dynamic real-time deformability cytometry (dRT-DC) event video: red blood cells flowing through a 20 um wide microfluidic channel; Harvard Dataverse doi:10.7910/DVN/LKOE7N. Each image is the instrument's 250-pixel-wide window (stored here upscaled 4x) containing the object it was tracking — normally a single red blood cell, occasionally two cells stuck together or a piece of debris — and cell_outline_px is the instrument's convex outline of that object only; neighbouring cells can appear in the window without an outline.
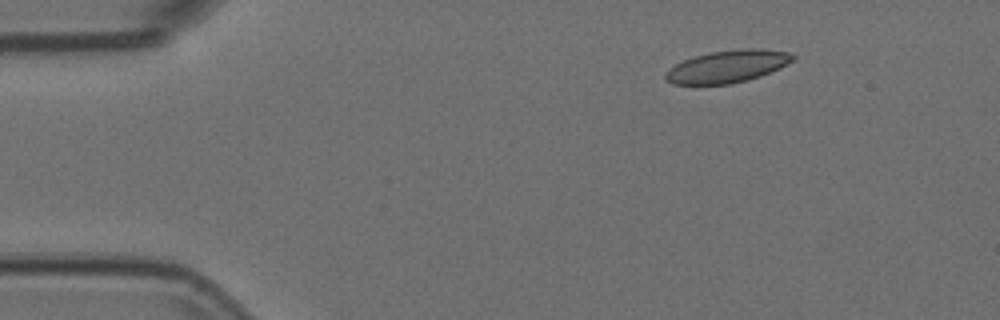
{"species": "Egyptian fruit bat (a non-hibernating species)", "species_latin": "Rousettus aegyptiacus", "temperature_condition": "room temperature", "stored_images_in_passage": 14, "camera_frame_rate_fps": 3000, "um_per_image_px": 0.085, "animal": {"sex": "female"}, "frame": {"image": 1, "passage_image": 2, "time_ms": 0.333, "image_size_px": [1000, 320], "cell_outline_px": [[796, 56], [792, 60], [780, 68], [760, 76], [748, 80], [732, 84], [672, 84], [664, 80], [664, 76], [668, 68], [684, 60], [696, 56], [712, 52], [744, 48], [760, 48], [792, 52]], "centroid_in_image_um": [61.85, 5.65], "position_along_channel_um": 23.2, "area_um2": 24.04}}
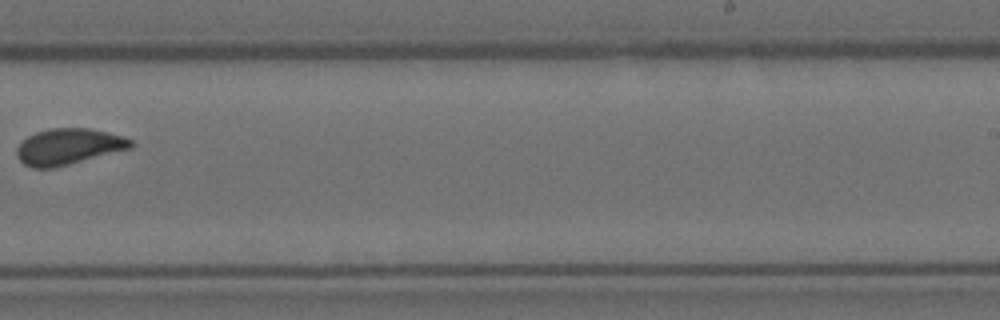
{"frame": {"image": 2, "passage_image": 9, "time_ms": 2.667, "image_size_px": [1000, 320], "cell_outline_px": [[132, 148], [56, 168], [32, 168], [24, 164], [16, 156], [16, 148], [28, 136], [36, 132], [52, 128], [88, 128], [108, 132], [124, 136], [132, 140]], "centroid_in_image_um": [5.83, 12.47], "position_along_channel_um": 283.2, "area_um2": 24.1}}
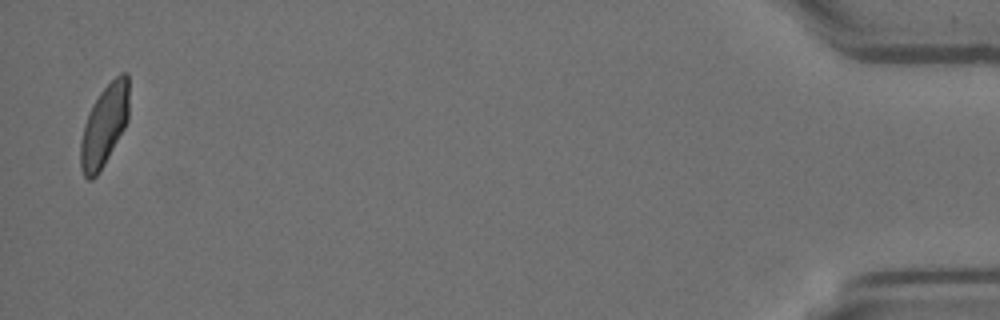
{"frame": {"image": 3, "passage_image": 14, "time_ms": 4.333, "image_size_px": [1000, 320], "cell_outline_px": [[128, 120], [124, 128], [104, 164], [96, 176], [92, 180], [88, 180], [84, 176], [80, 168], [80, 140], [84, 124], [92, 104], [100, 92], [120, 72], [128, 72]], "centroid_in_image_um": [8.85, 10.67], "position_along_channel_um": 426.4, "area_um2": 22.89}}